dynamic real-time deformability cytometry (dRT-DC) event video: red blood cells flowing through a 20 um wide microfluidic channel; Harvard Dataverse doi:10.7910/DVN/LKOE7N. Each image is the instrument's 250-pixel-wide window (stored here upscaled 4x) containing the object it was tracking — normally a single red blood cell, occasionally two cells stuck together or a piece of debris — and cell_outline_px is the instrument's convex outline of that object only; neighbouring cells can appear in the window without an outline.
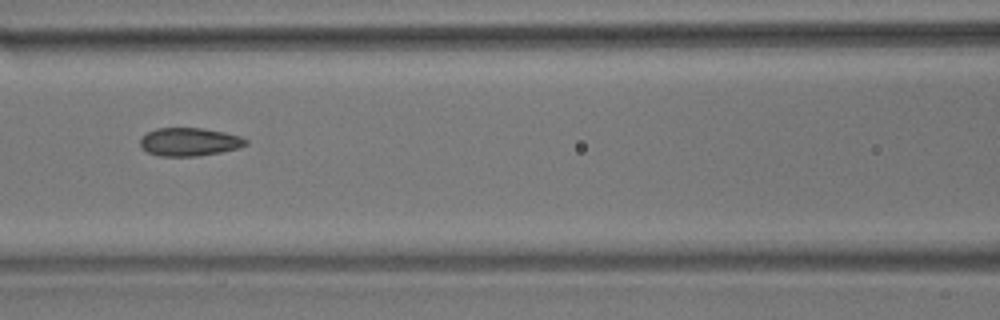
{"species": "common noctule bat (a hibernating species)", "species_latin": "Nyctalus noctula", "temperature_condition": "room temperature", "stored_images_in_passage": 15, "camera_frame_rate_fps": 3000, "um_per_image_px": 0.085, "animal": {"sex": "male", "body_mass_g": 17.9}, "frame": {"image": 1, "passage_image": 7, "time_ms": 7.667, "image_size_px": [1000, 320], "cell_outline_px": [[248, 144], [240, 148], [220, 152], [196, 156], [160, 156], [148, 152], [140, 144], [140, 140], [148, 132], [156, 128], [200, 128], [224, 132], [240, 136], [248, 140]], "centroid_in_image_um": [16.13, 12.06], "position_along_channel_um": 150.5, "area_um2": 17.22}}
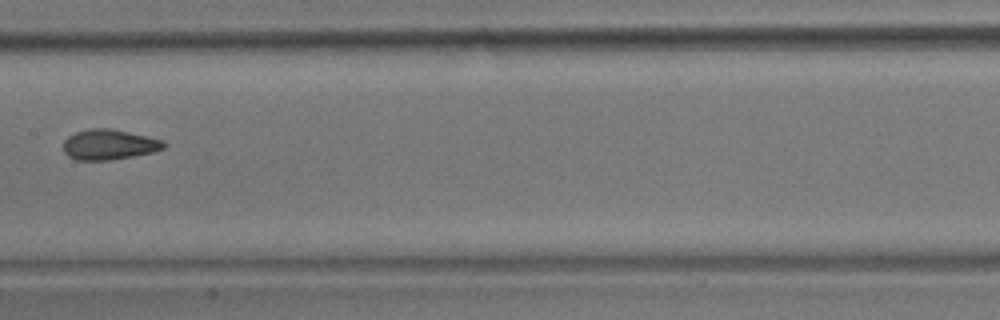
{"frame": {"image": 2, "passage_image": 8, "time_ms": 9.0, "image_size_px": [1000, 320], "cell_outline_px": [[168, 144], [164, 148], [152, 152], [132, 156], [108, 160], [76, 160], [68, 156], [64, 152], [64, 140], [68, 136], [76, 132], [88, 128], [108, 128], [148, 136], [164, 140]], "centroid_in_image_um": [9.28, 12.28], "position_along_channel_um": 198.1, "area_um2": 17.74}}
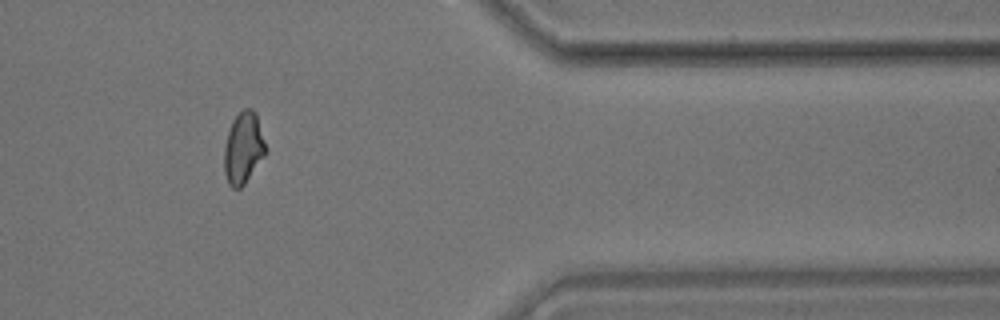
{"frame": {"image": 3, "passage_image": 13, "time_ms": 15.0, "image_size_px": [1000, 320], "cell_outline_px": [[268, 152], [244, 184], [240, 188], [232, 188], [228, 184], [224, 172], [224, 148], [228, 132], [232, 120], [244, 108], [252, 108], [256, 112], [268, 148]], "centroid_in_image_um": [20.71, 12.57], "position_along_channel_um": 390.7, "area_um2": 17.63}, "authors_computed_cell_mechanics": {"area_um2": 17.6868, "velocity_mm_per_s": 3.5676, "shape_relaxation_time_tau1_ms": null, "shape_relaxation_time_tau2_ms": 1.7443, "deformation_change_tau1": null, "deformation_change_tau2": 0.0659}}